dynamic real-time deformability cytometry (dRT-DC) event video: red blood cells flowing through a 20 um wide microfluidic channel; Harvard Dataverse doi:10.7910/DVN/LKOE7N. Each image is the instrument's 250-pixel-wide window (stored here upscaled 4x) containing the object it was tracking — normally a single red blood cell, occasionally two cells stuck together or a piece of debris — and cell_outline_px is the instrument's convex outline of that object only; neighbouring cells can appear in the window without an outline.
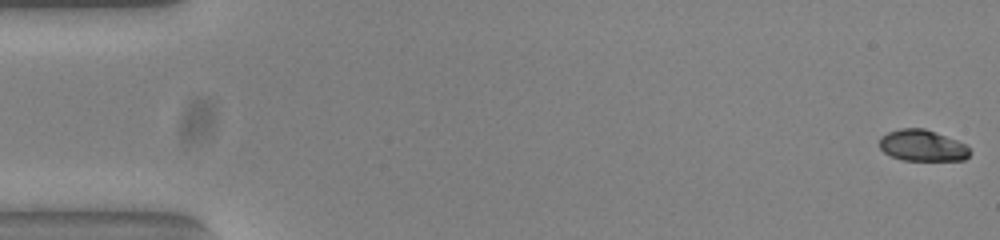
{"species": "common noctule bat (a hibernating species)", "species_latin": "Nyctalus noctula", "temperature_condition": "warm", "stored_images_in_passage": 54, "camera_frame_rate_fps": 3000, "um_per_image_px": 0.085, "animal": {"sex": "female", "body_mass_g": 23.0, "forearm_length_mm": 53.4}, "frame": {"image": 1, "passage_image": 1, "time_ms": 0.0, "image_size_px": [1000, 240], "cell_outline_px": [[972, 152], [964, 160], [900, 160], [884, 152], [880, 148], [880, 136], [888, 132], [900, 128], [924, 128], [936, 132], [956, 140], [964, 144]], "centroid_in_image_um": [78.39, 12.37], "position_along_channel_um": 6.6, "area_um2": 16.47}}
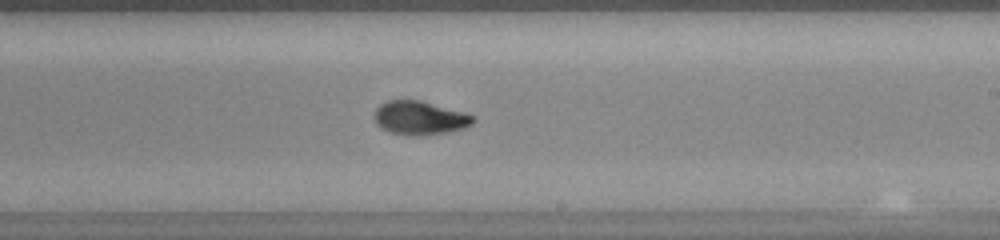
{"frame": {"image": 2, "passage_image": 32, "time_ms": 10.333, "image_size_px": [1000, 240], "cell_outline_px": [[476, 120], [472, 124], [464, 128], [444, 132], [420, 136], [412, 136], [388, 132], [380, 128], [376, 124], [376, 108], [380, 104], [388, 100], [420, 100], [464, 112], [476, 116]], "centroid_in_image_um": [35.69, 10.03], "position_along_channel_um": 253.3, "area_um2": 19.42}}
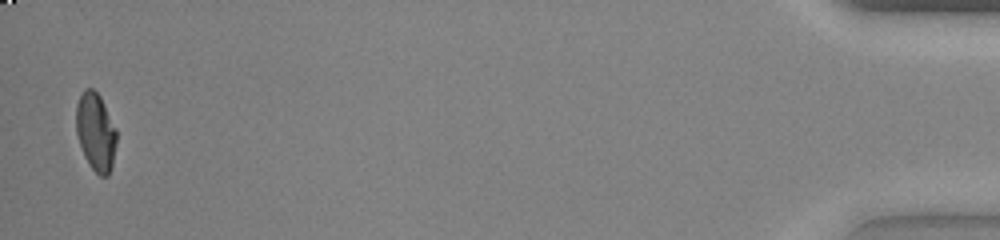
{"frame": {"image": 3, "passage_image": 53, "time_ms": 17.333, "image_size_px": [1000, 240], "cell_outline_px": [[116, 144], [112, 168], [108, 176], [100, 176], [88, 164], [84, 156], [76, 132], [76, 104], [80, 92], [84, 88], [92, 88], [100, 96], [116, 128]], "centroid_in_image_um": [8.13, 11.2], "position_along_channel_um": 427.1, "area_um2": 18.55}}